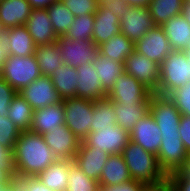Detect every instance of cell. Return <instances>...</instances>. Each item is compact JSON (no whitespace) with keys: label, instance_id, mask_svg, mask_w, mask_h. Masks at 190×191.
Listing matches in <instances>:
<instances>
[{"label":"cell","instance_id":"obj_1","mask_svg":"<svg viewBox=\"0 0 190 191\" xmlns=\"http://www.w3.org/2000/svg\"><path fill=\"white\" fill-rule=\"evenodd\" d=\"M12 154L13 177L37 176L57 160L41 134L20 132Z\"/></svg>","mask_w":190,"mask_h":191},{"label":"cell","instance_id":"obj_2","mask_svg":"<svg viewBox=\"0 0 190 191\" xmlns=\"http://www.w3.org/2000/svg\"><path fill=\"white\" fill-rule=\"evenodd\" d=\"M121 154L132 180L148 187H157L167 182V177L158 164L157 156L146 151L139 144L130 140Z\"/></svg>","mask_w":190,"mask_h":191},{"label":"cell","instance_id":"obj_3","mask_svg":"<svg viewBox=\"0 0 190 191\" xmlns=\"http://www.w3.org/2000/svg\"><path fill=\"white\" fill-rule=\"evenodd\" d=\"M190 81V61L185 51L173 50L160 65L159 88L155 94L168 96Z\"/></svg>","mask_w":190,"mask_h":191},{"label":"cell","instance_id":"obj_4","mask_svg":"<svg viewBox=\"0 0 190 191\" xmlns=\"http://www.w3.org/2000/svg\"><path fill=\"white\" fill-rule=\"evenodd\" d=\"M0 76L19 92L42 75L35 55L26 57L10 55Z\"/></svg>","mask_w":190,"mask_h":191},{"label":"cell","instance_id":"obj_5","mask_svg":"<svg viewBox=\"0 0 190 191\" xmlns=\"http://www.w3.org/2000/svg\"><path fill=\"white\" fill-rule=\"evenodd\" d=\"M64 124L82 142L90 133L94 100L72 97L63 99Z\"/></svg>","mask_w":190,"mask_h":191},{"label":"cell","instance_id":"obj_6","mask_svg":"<svg viewBox=\"0 0 190 191\" xmlns=\"http://www.w3.org/2000/svg\"><path fill=\"white\" fill-rule=\"evenodd\" d=\"M129 141L130 132L115 124L90 132L82 142L88 147L115 155L121 154Z\"/></svg>","mask_w":190,"mask_h":191},{"label":"cell","instance_id":"obj_7","mask_svg":"<svg viewBox=\"0 0 190 191\" xmlns=\"http://www.w3.org/2000/svg\"><path fill=\"white\" fill-rule=\"evenodd\" d=\"M161 145L157 154L161 171L168 178L171 174L180 172L189 154L179 135L161 136Z\"/></svg>","mask_w":190,"mask_h":191},{"label":"cell","instance_id":"obj_8","mask_svg":"<svg viewBox=\"0 0 190 191\" xmlns=\"http://www.w3.org/2000/svg\"><path fill=\"white\" fill-rule=\"evenodd\" d=\"M150 113L154 117L161 136L179 135L181 113L168 96L152 94Z\"/></svg>","mask_w":190,"mask_h":191},{"label":"cell","instance_id":"obj_9","mask_svg":"<svg viewBox=\"0 0 190 191\" xmlns=\"http://www.w3.org/2000/svg\"><path fill=\"white\" fill-rule=\"evenodd\" d=\"M152 94L145 85L124 72L114 82L113 87L107 93V98L115 103H147Z\"/></svg>","mask_w":190,"mask_h":191},{"label":"cell","instance_id":"obj_10","mask_svg":"<svg viewBox=\"0 0 190 191\" xmlns=\"http://www.w3.org/2000/svg\"><path fill=\"white\" fill-rule=\"evenodd\" d=\"M125 72L146 86L153 94L158 91L160 65L134 51L125 60Z\"/></svg>","mask_w":190,"mask_h":191},{"label":"cell","instance_id":"obj_11","mask_svg":"<svg viewBox=\"0 0 190 191\" xmlns=\"http://www.w3.org/2000/svg\"><path fill=\"white\" fill-rule=\"evenodd\" d=\"M173 50L161 26H155L149 30L135 44V51L159 65Z\"/></svg>","mask_w":190,"mask_h":191},{"label":"cell","instance_id":"obj_12","mask_svg":"<svg viewBox=\"0 0 190 191\" xmlns=\"http://www.w3.org/2000/svg\"><path fill=\"white\" fill-rule=\"evenodd\" d=\"M119 26L121 33L136 44L141 37L156 25L150 16L148 8L130 6L119 20Z\"/></svg>","mask_w":190,"mask_h":191},{"label":"cell","instance_id":"obj_13","mask_svg":"<svg viewBox=\"0 0 190 191\" xmlns=\"http://www.w3.org/2000/svg\"><path fill=\"white\" fill-rule=\"evenodd\" d=\"M56 42L62 52L63 63L76 69L91 63L98 52V47L90 40L79 42L59 37Z\"/></svg>","mask_w":190,"mask_h":191},{"label":"cell","instance_id":"obj_14","mask_svg":"<svg viewBox=\"0 0 190 191\" xmlns=\"http://www.w3.org/2000/svg\"><path fill=\"white\" fill-rule=\"evenodd\" d=\"M35 109L59 103L58 95L50 77L41 76L18 92Z\"/></svg>","mask_w":190,"mask_h":191},{"label":"cell","instance_id":"obj_15","mask_svg":"<svg viewBox=\"0 0 190 191\" xmlns=\"http://www.w3.org/2000/svg\"><path fill=\"white\" fill-rule=\"evenodd\" d=\"M42 136L57 159L74 160L81 141L65 124L59 129L47 131Z\"/></svg>","mask_w":190,"mask_h":191},{"label":"cell","instance_id":"obj_16","mask_svg":"<svg viewBox=\"0 0 190 191\" xmlns=\"http://www.w3.org/2000/svg\"><path fill=\"white\" fill-rule=\"evenodd\" d=\"M130 140L157 156L162 137L161 131L150 112L137 121L130 131Z\"/></svg>","mask_w":190,"mask_h":191},{"label":"cell","instance_id":"obj_17","mask_svg":"<svg viewBox=\"0 0 190 191\" xmlns=\"http://www.w3.org/2000/svg\"><path fill=\"white\" fill-rule=\"evenodd\" d=\"M77 88L76 97L91 99L94 101L107 98V91L103 88L98 72L94 67V62L77 68Z\"/></svg>","mask_w":190,"mask_h":191},{"label":"cell","instance_id":"obj_18","mask_svg":"<svg viewBox=\"0 0 190 191\" xmlns=\"http://www.w3.org/2000/svg\"><path fill=\"white\" fill-rule=\"evenodd\" d=\"M24 26L37 46L55 43L58 39L47 9H33Z\"/></svg>","mask_w":190,"mask_h":191},{"label":"cell","instance_id":"obj_19","mask_svg":"<svg viewBox=\"0 0 190 191\" xmlns=\"http://www.w3.org/2000/svg\"><path fill=\"white\" fill-rule=\"evenodd\" d=\"M65 111L62 100L45 108L35 109L30 131L45 134L47 131L59 129L64 125Z\"/></svg>","mask_w":190,"mask_h":191},{"label":"cell","instance_id":"obj_20","mask_svg":"<svg viewBox=\"0 0 190 191\" xmlns=\"http://www.w3.org/2000/svg\"><path fill=\"white\" fill-rule=\"evenodd\" d=\"M109 156L105 151L88 147L83 142H80L74 161L90 179L99 182L102 169Z\"/></svg>","mask_w":190,"mask_h":191},{"label":"cell","instance_id":"obj_21","mask_svg":"<svg viewBox=\"0 0 190 191\" xmlns=\"http://www.w3.org/2000/svg\"><path fill=\"white\" fill-rule=\"evenodd\" d=\"M94 17L93 43L97 47L121 32L119 19L114 16L112 10L98 5Z\"/></svg>","mask_w":190,"mask_h":191},{"label":"cell","instance_id":"obj_22","mask_svg":"<svg viewBox=\"0 0 190 191\" xmlns=\"http://www.w3.org/2000/svg\"><path fill=\"white\" fill-rule=\"evenodd\" d=\"M33 8L27 0H3L0 3V24L3 29L26 24Z\"/></svg>","mask_w":190,"mask_h":191},{"label":"cell","instance_id":"obj_23","mask_svg":"<svg viewBox=\"0 0 190 191\" xmlns=\"http://www.w3.org/2000/svg\"><path fill=\"white\" fill-rule=\"evenodd\" d=\"M130 173L122 154L110 155L99 179V186H115L131 181Z\"/></svg>","mask_w":190,"mask_h":191},{"label":"cell","instance_id":"obj_24","mask_svg":"<svg viewBox=\"0 0 190 191\" xmlns=\"http://www.w3.org/2000/svg\"><path fill=\"white\" fill-rule=\"evenodd\" d=\"M74 160L57 159L43 172L37 175V178L53 191H66L68 186L69 167Z\"/></svg>","mask_w":190,"mask_h":191},{"label":"cell","instance_id":"obj_25","mask_svg":"<svg viewBox=\"0 0 190 191\" xmlns=\"http://www.w3.org/2000/svg\"><path fill=\"white\" fill-rule=\"evenodd\" d=\"M174 50L185 51L190 45V24L181 15L174 16L161 26Z\"/></svg>","mask_w":190,"mask_h":191},{"label":"cell","instance_id":"obj_26","mask_svg":"<svg viewBox=\"0 0 190 191\" xmlns=\"http://www.w3.org/2000/svg\"><path fill=\"white\" fill-rule=\"evenodd\" d=\"M116 124L130 132L137 121L150 112V100L147 103H115Z\"/></svg>","mask_w":190,"mask_h":191},{"label":"cell","instance_id":"obj_27","mask_svg":"<svg viewBox=\"0 0 190 191\" xmlns=\"http://www.w3.org/2000/svg\"><path fill=\"white\" fill-rule=\"evenodd\" d=\"M3 31L9 39L10 55L20 57L35 55L37 45L24 25L4 29Z\"/></svg>","mask_w":190,"mask_h":191},{"label":"cell","instance_id":"obj_28","mask_svg":"<svg viewBox=\"0 0 190 191\" xmlns=\"http://www.w3.org/2000/svg\"><path fill=\"white\" fill-rule=\"evenodd\" d=\"M77 73L76 68L63 64L60 68L53 71L50 76L55 90L62 100L76 97Z\"/></svg>","mask_w":190,"mask_h":191},{"label":"cell","instance_id":"obj_29","mask_svg":"<svg viewBox=\"0 0 190 191\" xmlns=\"http://www.w3.org/2000/svg\"><path fill=\"white\" fill-rule=\"evenodd\" d=\"M93 62L98 72V79H100L103 88L109 92L119 75L125 72V63L112 61L99 52L95 55Z\"/></svg>","mask_w":190,"mask_h":191},{"label":"cell","instance_id":"obj_30","mask_svg":"<svg viewBox=\"0 0 190 191\" xmlns=\"http://www.w3.org/2000/svg\"><path fill=\"white\" fill-rule=\"evenodd\" d=\"M135 51V44L123 33L112 36L107 42L98 46V52L112 61L125 63L127 57Z\"/></svg>","mask_w":190,"mask_h":191},{"label":"cell","instance_id":"obj_31","mask_svg":"<svg viewBox=\"0 0 190 191\" xmlns=\"http://www.w3.org/2000/svg\"><path fill=\"white\" fill-rule=\"evenodd\" d=\"M35 56L42 76L50 77L53 71L64 64L57 42L37 46Z\"/></svg>","mask_w":190,"mask_h":191},{"label":"cell","instance_id":"obj_32","mask_svg":"<svg viewBox=\"0 0 190 191\" xmlns=\"http://www.w3.org/2000/svg\"><path fill=\"white\" fill-rule=\"evenodd\" d=\"M33 112L31 105L17 92L10 103L7 117L21 132L30 131Z\"/></svg>","mask_w":190,"mask_h":191},{"label":"cell","instance_id":"obj_33","mask_svg":"<svg viewBox=\"0 0 190 191\" xmlns=\"http://www.w3.org/2000/svg\"><path fill=\"white\" fill-rule=\"evenodd\" d=\"M184 0H151L148 5L150 16L156 26H162L167 20L180 15Z\"/></svg>","mask_w":190,"mask_h":191},{"label":"cell","instance_id":"obj_34","mask_svg":"<svg viewBox=\"0 0 190 191\" xmlns=\"http://www.w3.org/2000/svg\"><path fill=\"white\" fill-rule=\"evenodd\" d=\"M51 24L57 37H63L74 21L75 16L64 6L62 0L54 1L48 8Z\"/></svg>","mask_w":190,"mask_h":191},{"label":"cell","instance_id":"obj_35","mask_svg":"<svg viewBox=\"0 0 190 191\" xmlns=\"http://www.w3.org/2000/svg\"><path fill=\"white\" fill-rule=\"evenodd\" d=\"M116 121L117 115L114 112V102L108 98L94 101V113L90 124V132H95L106 125H115Z\"/></svg>","mask_w":190,"mask_h":191},{"label":"cell","instance_id":"obj_36","mask_svg":"<svg viewBox=\"0 0 190 191\" xmlns=\"http://www.w3.org/2000/svg\"><path fill=\"white\" fill-rule=\"evenodd\" d=\"M94 15L76 16L64 38L82 42L93 41Z\"/></svg>","mask_w":190,"mask_h":191},{"label":"cell","instance_id":"obj_37","mask_svg":"<svg viewBox=\"0 0 190 191\" xmlns=\"http://www.w3.org/2000/svg\"><path fill=\"white\" fill-rule=\"evenodd\" d=\"M66 191H99V182L90 179L73 161L69 167Z\"/></svg>","mask_w":190,"mask_h":191},{"label":"cell","instance_id":"obj_38","mask_svg":"<svg viewBox=\"0 0 190 191\" xmlns=\"http://www.w3.org/2000/svg\"><path fill=\"white\" fill-rule=\"evenodd\" d=\"M7 116L0 115V146L12 153L21 131Z\"/></svg>","mask_w":190,"mask_h":191},{"label":"cell","instance_id":"obj_39","mask_svg":"<svg viewBox=\"0 0 190 191\" xmlns=\"http://www.w3.org/2000/svg\"><path fill=\"white\" fill-rule=\"evenodd\" d=\"M168 97L178 108L181 115L190 117V81L187 85L174 90Z\"/></svg>","mask_w":190,"mask_h":191},{"label":"cell","instance_id":"obj_40","mask_svg":"<svg viewBox=\"0 0 190 191\" xmlns=\"http://www.w3.org/2000/svg\"><path fill=\"white\" fill-rule=\"evenodd\" d=\"M62 2L75 17L94 15L98 6L96 0H62Z\"/></svg>","mask_w":190,"mask_h":191},{"label":"cell","instance_id":"obj_41","mask_svg":"<svg viewBox=\"0 0 190 191\" xmlns=\"http://www.w3.org/2000/svg\"><path fill=\"white\" fill-rule=\"evenodd\" d=\"M17 91L0 76V115L8 114L10 103Z\"/></svg>","mask_w":190,"mask_h":191},{"label":"cell","instance_id":"obj_42","mask_svg":"<svg viewBox=\"0 0 190 191\" xmlns=\"http://www.w3.org/2000/svg\"><path fill=\"white\" fill-rule=\"evenodd\" d=\"M22 191H53L40 182L37 176L13 177Z\"/></svg>","mask_w":190,"mask_h":191},{"label":"cell","instance_id":"obj_43","mask_svg":"<svg viewBox=\"0 0 190 191\" xmlns=\"http://www.w3.org/2000/svg\"><path fill=\"white\" fill-rule=\"evenodd\" d=\"M147 188V185L131 180L115 186H99V191H146Z\"/></svg>","mask_w":190,"mask_h":191},{"label":"cell","instance_id":"obj_44","mask_svg":"<svg viewBox=\"0 0 190 191\" xmlns=\"http://www.w3.org/2000/svg\"><path fill=\"white\" fill-rule=\"evenodd\" d=\"M167 182L170 184L173 191H190V179L181 172L171 174L167 178Z\"/></svg>","mask_w":190,"mask_h":191},{"label":"cell","instance_id":"obj_45","mask_svg":"<svg viewBox=\"0 0 190 191\" xmlns=\"http://www.w3.org/2000/svg\"><path fill=\"white\" fill-rule=\"evenodd\" d=\"M179 136L184 144L185 149L190 155V117L182 115L178 129Z\"/></svg>","mask_w":190,"mask_h":191},{"label":"cell","instance_id":"obj_46","mask_svg":"<svg viewBox=\"0 0 190 191\" xmlns=\"http://www.w3.org/2000/svg\"><path fill=\"white\" fill-rule=\"evenodd\" d=\"M105 8L113 11L114 16L119 20L127 12L130 7L125 0H111L102 4Z\"/></svg>","mask_w":190,"mask_h":191},{"label":"cell","instance_id":"obj_47","mask_svg":"<svg viewBox=\"0 0 190 191\" xmlns=\"http://www.w3.org/2000/svg\"><path fill=\"white\" fill-rule=\"evenodd\" d=\"M10 45L7 34L3 31L0 34V72L5 65L8 57L10 56Z\"/></svg>","mask_w":190,"mask_h":191},{"label":"cell","instance_id":"obj_48","mask_svg":"<svg viewBox=\"0 0 190 191\" xmlns=\"http://www.w3.org/2000/svg\"><path fill=\"white\" fill-rule=\"evenodd\" d=\"M12 180V166H0V185H7Z\"/></svg>","mask_w":190,"mask_h":191},{"label":"cell","instance_id":"obj_49","mask_svg":"<svg viewBox=\"0 0 190 191\" xmlns=\"http://www.w3.org/2000/svg\"><path fill=\"white\" fill-rule=\"evenodd\" d=\"M0 166H12V154L2 146H0Z\"/></svg>","mask_w":190,"mask_h":191},{"label":"cell","instance_id":"obj_50","mask_svg":"<svg viewBox=\"0 0 190 191\" xmlns=\"http://www.w3.org/2000/svg\"><path fill=\"white\" fill-rule=\"evenodd\" d=\"M33 9H47L54 1L57 0H27Z\"/></svg>","mask_w":190,"mask_h":191},{"label":"cell","instance_id":"obj_51","mask_svg":"<svg viewBox=\"0 0 190 191\" xmlns=\"http://www.w3.org/2000/svg\"><path fill=\"white\" fill-rule=\"evenodd\" d=\"M131 7H144L147 8L151 0H125Z\"/></svg>","mask_w":190,"mask_h":191},{"label":"cell","instance_id":"obj_52","mask_svg":"<svg viewBox=\"0 0 190 191\" xmlns=\"http://www.w3.org/2000/svg\"><path fill=\"white\" fill-rule=\"evenodd\" d=\"M180 15L190 24V2H184Z\"/></svg>","mask_w":190,"mask_h":191},{"label":"cell","instance_id":"obj_53","mask_svg":"<svg viewBox=\"0 0 190 191\" xmlns=\"http://www.w3.org/2000/svg\"><path fill=\"white\" fill-rule=\"evenodd\" d=\"M146 191H173L168 182L157 187H148Z\"/></svg>","mask_w":190,"mask_h":191},{"label":"cell","instance_id":"obj_54","mask_svg":"<svg viewBox=\"0 0 190 191\" xmlns=\"http://www.w3.org/2000/svg\"><path fill=\"white\" fill-rule=\"evenodd\" d=\"M0 191H17V181L13 179L7 185H4Z\"/></svg>","mask_w":190,"mask_h":191},{"label":"cell","instance_id":"obj_55","mask_svg":"<svg viewBox=\"0 0 190 191\" xmlns=\"http://www.w3.org/2000/svg\"><path fill=\"white\" fill-rule=\"evenodd\" d=\"M184 176L190 179V156L188 160L185 162L183 169L180 171Z\"/></svg>","mask_w":190,"mask_h":191},{"label":"cell","instance_id":"obj_56","mask_svg":"<svg viewBox=\"0 0 190 191\" xmlns=\"http://www.w3.org/2000/svg\"><path fill=\"white\" fill-rule=\"evenodd\" d=\"M98 5H102L105 2L111 1V0H96Z\"/></svg>","mask_w":190,"mask_h":191},{"label":"cell","instance_id":"obj_57","mask_svg":"<svg viewBox=\"0 0 190 191\" xmlns=\"http://www.w3.org/2000/svg\"><path fill=\"white\" fill-rule=\"evenodd\" d=\"M185 52H186V54H187V56H188V59H189V61H190V45H189V47L185 50Z\"/></svg>","mask_w":190,"mask_h":191},{"label":"cell","instance_id":"obj_58","mask_svg":"<svg viewBox=\"0 0 190 191\" xmlns=\"http://www.w3.org/2000/svg\"><path fill=\"white\" fill-rule=\"evenodd\" d=\"M3 28H2V26H1V24H0V34L3 32Z\"/></svg>","mask_w":190,"mask_h":191},{"label":"cell","instance_id":"obj_59","mask_svg":"<svg viewBox=\"0 0 190 191\" xmlns=\"http://www.w3.org/2000/svg\"><path fill=\"white\" fill-rule=\"evenodd\" d=\"M17 191H22L17 183Z\"/></svg>","mask_w":190,"mask_h":191}]
</instances>
